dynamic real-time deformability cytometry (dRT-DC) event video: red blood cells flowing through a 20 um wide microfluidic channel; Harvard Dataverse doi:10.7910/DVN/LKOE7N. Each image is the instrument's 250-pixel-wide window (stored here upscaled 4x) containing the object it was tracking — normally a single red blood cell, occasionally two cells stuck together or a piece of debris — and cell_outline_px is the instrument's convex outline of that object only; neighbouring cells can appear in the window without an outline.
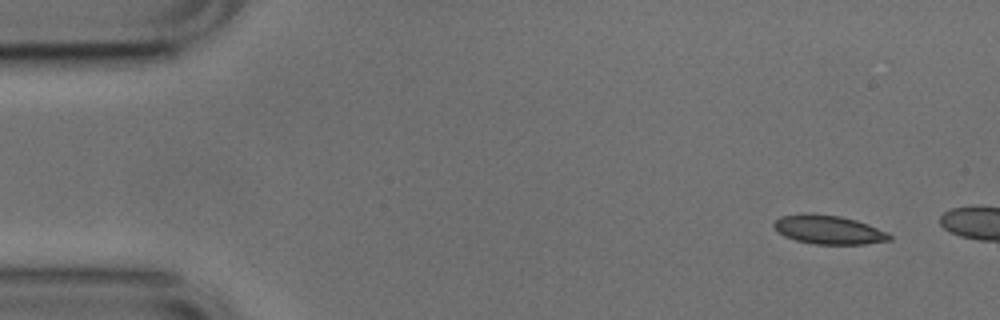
{"species": "common noctule bat (a hibernating species)", "species_latin": "Nyctalus noctula", "temperature_condition": "cold", "stored_images_in_passage": 5, "camera_frame_rate_fps": 3000, "um_per_image_px": 0.085, "animal": {"sex": "male", "body_mass_g": 17.9, "forearm_length_mm": 54.2}, "frame": {"image": 1, "passage_image": 1, "time_ms": 0.0, "image_size_px": [1000, 320], "cell_outline_px": [[892, 240], [864, 244], [816, 244], [796, 240], [784, 236], [772, 224], [780, 216], [804, 212], [812, 212], [840, 216], [856, 220], [868, 224], [888, 232], [892, 236]], "centroid_in_image_um": [70.44, 19.51], "position_along_channel_um": 14.6, "area_um2": 19.59}}